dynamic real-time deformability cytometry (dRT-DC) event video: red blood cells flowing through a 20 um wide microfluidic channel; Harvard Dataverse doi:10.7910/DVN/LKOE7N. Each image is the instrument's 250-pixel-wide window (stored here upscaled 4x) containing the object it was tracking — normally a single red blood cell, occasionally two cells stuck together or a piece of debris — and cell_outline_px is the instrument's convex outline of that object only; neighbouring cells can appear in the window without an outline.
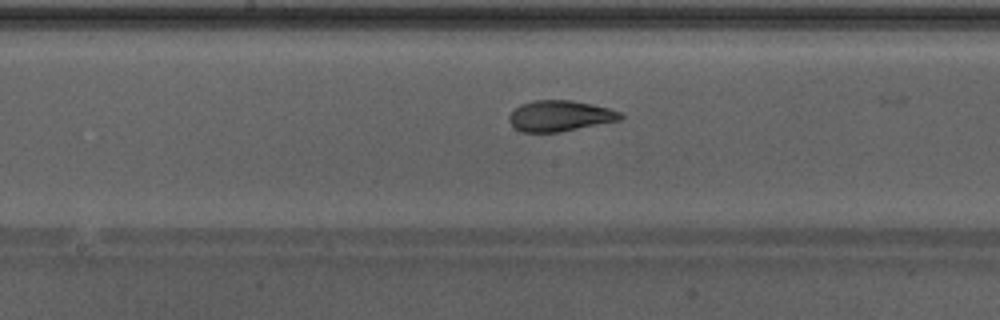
{"species": "Egyptian fruit bat (a non-hibernating species)", "species_latin": "Rousettus aegyptiacus", "temperature_condition": "warm", "stored_images_in_passage": 24, "camera_frame_rate_fps": 3000, "um_per_image_px": 0.085, "animal": {"sex": "male"}, "frame": {"image": 1, "passage_image": 14, "time_ms": 4.333, "image_size_px": [1000, 320], "cell_outline_px": [[624, 116], [620, 120], [560, 132], [520, 132], [508, 120], [508, 116], [520, 104], [536, 100], [572, 100], [592, 104], [608, 108], [620, 112]], "centroid_in_image_um": [47.59, 9.85], "position_along_channel_um": 200.6, "area_um2": 19.94}}
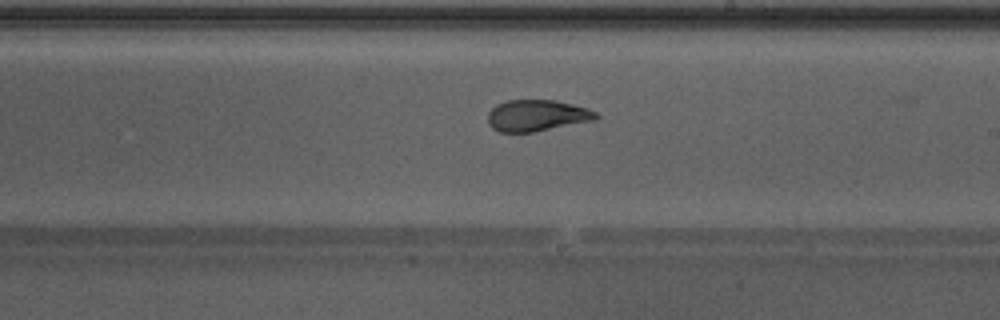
{"frame": {"image": 2, "passage_image": 17, "time_ms": 5.333, "image_size_px": [1000, 320], "cell_outline_px": [[600, 116], [596, 120], [532, 132], [500, 132], [492, 128], [488, 124], [488, 112], [496, 104], [508, 100], [556, 100], [588, 108], [596, 112]], "centroid_in_image_um": [45.64, 9.81], "position_along_channel_um": 243.4, "area_um2": 19.88}}